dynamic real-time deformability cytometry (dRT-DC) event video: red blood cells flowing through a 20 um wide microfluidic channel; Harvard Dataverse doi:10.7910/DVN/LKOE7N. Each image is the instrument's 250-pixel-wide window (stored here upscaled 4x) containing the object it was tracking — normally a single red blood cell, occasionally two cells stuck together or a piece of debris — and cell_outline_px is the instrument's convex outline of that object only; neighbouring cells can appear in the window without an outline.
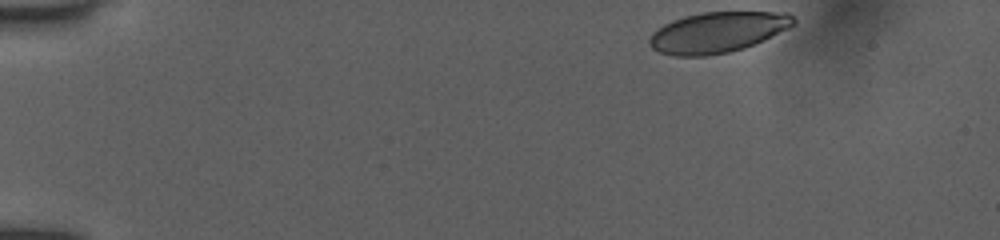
{"species": "human", "species_latin": "Homo sapiens", "temperature_condition": "room temperature", "stored_images_in_passage": 34, "camera_frame_rate_fps": 3000, "um_per_image_px": 0.085, "donor": {"sex": "female"}, "frame": {"image": 1, "passage_image": 1, "time_ms": 0.0, "image_size_px": [1000, 240], "cell_outline_px": [[796, 24], [764, 40], [744, 48], [728, 52], [704, 56], [672, 56], [660, 52], [652, 48], [648, 44], [648, 40], [652, 32], [664, 24], [672, 20], [684, 16], [704, 12], [788, 12], [796, 20]], "centroid_in_image_um": [60.98, 2.74], "position_along_channel_um": 24.0, "area_um2": 34.22}}
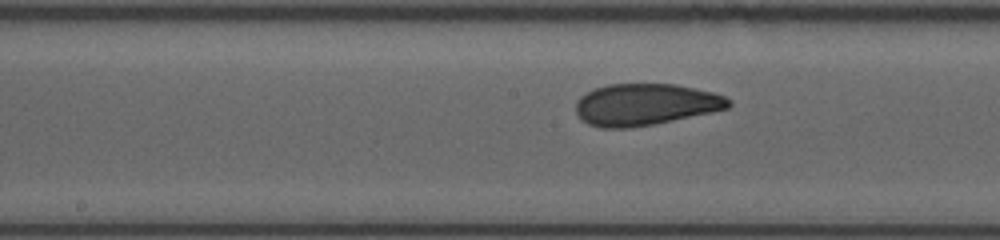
{"frame": {"image": 2, "passage_image": 19, "time_ms": 7.0, "image_size_px": [1000, 240], "cell_outline_px": [[732, 104], [728, 108], [712, 112], [652, 124], [628, 128], [604, 128], [588, 124], [576, 112], [576, 100], [580, 96], [596, 88], [608, 84], [676, 84], [696, 88], [712, 92], [724, 96], [732, 100]], "centroid_in_image_um": [54.87, 8.87], "position_along_channel_um": 193.3, "area_um2": 36.93}}
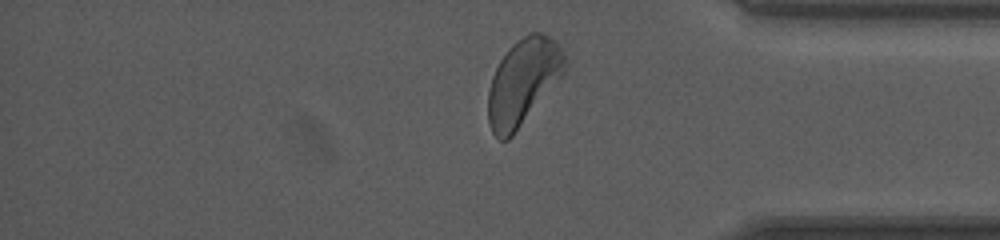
{"frame": {"image": 3, "passage_image": 33, "time_ms": 12.333, "image_size_px": [1000, 240], "cell_outline_px": [[564, 72], [512, 136], [508, 140], [500, 140], [492, 132], [488, 124], [488, 92], [492, 76], [500, 60], [508, 48], [516, 40], [532, 32], [540, 32], [556, 40], [564, 56]], "centroid_in_image_um": [44.41, 6.95], "position_along_channel_um": 390.8, "area_um2": 37.74}, "authors_computed_cell_mechanics": {"area_um2": 36.992, "velocity_mm_per_s": 3.9398, "shape_relaxation_time_tau1_ms": 2.9345, "shape_relaxation_time_tau2_ms": 1.0134, "deformation_change_tau1": 0.1268, "deformation_change_tau2": 0.0547}}